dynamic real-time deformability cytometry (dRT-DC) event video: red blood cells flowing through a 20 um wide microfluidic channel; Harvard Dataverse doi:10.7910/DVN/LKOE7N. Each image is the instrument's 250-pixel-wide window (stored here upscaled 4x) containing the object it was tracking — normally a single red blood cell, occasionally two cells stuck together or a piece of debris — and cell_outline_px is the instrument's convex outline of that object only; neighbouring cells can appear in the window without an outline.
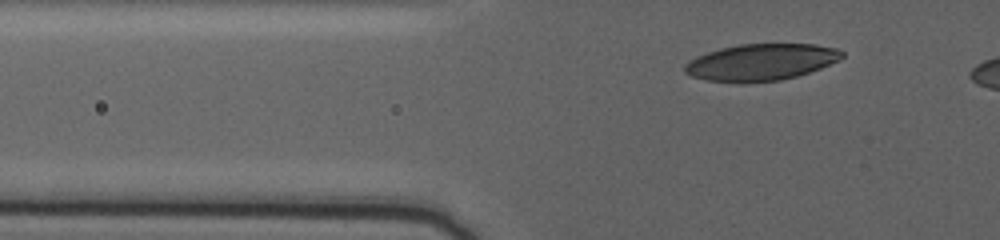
{"species": "human", "species_latin": "Homo sapiens", "temperature_condition": "warm", "stored_images_in_passage": 54, "camera_frame_rate_fps": 3000, "um_per_image_px": 0.085, "donor": {"sex": "female"}, "frame": {"image": 1, "passage_image": 13, "time_ms": 4.0, "image_size_px": [1000, 240], "cell_outline_px": [[844, 56], [840, 60], [820, 68], [796, 76], [780, 80], [708, 80], [692, 76], [684, 72], [684, 64], [696, 56], [720, 48], [740, 44], [816, 44], [836, 48], [844, 52]], "centroid_in_image_um": [64.72, 5.24], "position_along_channel_um": 61.1, "area_um2": 32.77}}
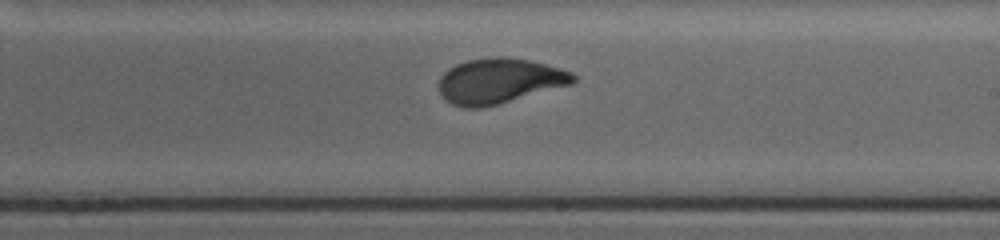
{"frame": {"image": 2, "passage_image": 36, "time_ms": 11.667, "image_size_px": [1000, 240], "cell_outline_px": [[576, 80], [572, 84], [496, 104], [480, 108], [464, 108], [452, 104], [444, 100], [440, 96], [436, 88], [436, 84], [440, 76], [448, 68], [456, 64], [468, 60], [492, 56], [504, 56], [528, 60], [560, 68], [572, 72], [576, 76]], "centroid_in_image_um": [42.36, 6.88], "position_along_channel_um": 246.6, "area_um2": 35.66}}
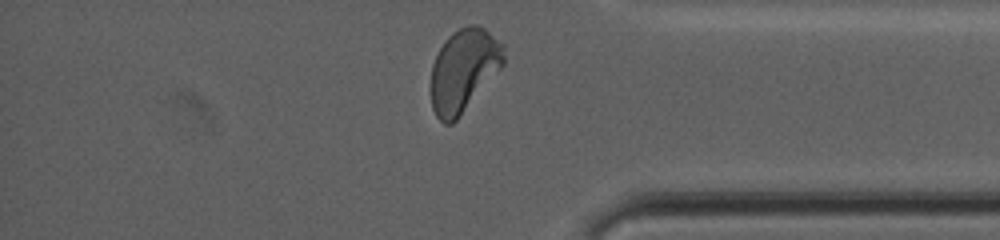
{"frame": {"image": 3, "passage_image": 53, "time_ms": 17.333, "image_size_px": [1000, 240], "cell_outline_px": [[504, 64], [456, 120], [452, 124], [444, 124], [436, 116], [432, 108], [432, 64], [440, 48], [448, 36], [452, 32], [468, 24], [476, 24], [484, 28], [504, 44]], "centroid_in_image_um": [39.42, 5.95], "position_along_channel_um": 395.8, "area_um2": 34.8}, "authors_computed_cell_mechanics": {"area_um2": 34.8823, "velocity_mm_per_s": 2.7452, "shape_relaxation_time_tau1_ms": 5.879, "shape_relaxation_time_tau2_ms": null, "deformation_change_tau1": 0.1935, "deformation_change_tau2": null}}